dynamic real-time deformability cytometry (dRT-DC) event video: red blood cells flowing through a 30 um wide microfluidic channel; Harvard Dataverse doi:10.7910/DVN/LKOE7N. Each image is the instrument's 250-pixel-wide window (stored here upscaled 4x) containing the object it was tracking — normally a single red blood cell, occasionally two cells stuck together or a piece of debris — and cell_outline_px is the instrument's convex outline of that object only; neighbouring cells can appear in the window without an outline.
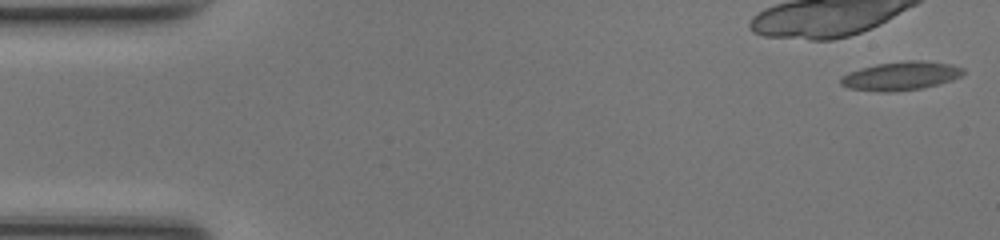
{"species": "common noctule bat (a hibernating species)", "species_latin": "Nyctalus noctula", "temperature_condition": "room temperature", "stored_images_in_passage": 14, "camera_frame_rate_fps": 3000, "um_per_image_px": 0.085, "animal": {"sex": "female", "body_mass_g": 17.0, "forearm_length_mm": 48.0}, "frame": {"image": 1, "passage_image": 1, "time_ms": 0.0, "image_size_px": [1000, 240], "cell_outline_px": [[964, 72], [960, 76], [952, 80], [920, 88], [892, 92], [876, 92], [848, 88], [840, 84], [840, 76], [848, 72], [860, 68], [876, 64], [908, 60], [924, 60], [952, 64], [964, 68]], "centroid_in_image_um": [76.53, 6.44], "position_along_channel_um": 8.5, "area_um2": 20.58}}